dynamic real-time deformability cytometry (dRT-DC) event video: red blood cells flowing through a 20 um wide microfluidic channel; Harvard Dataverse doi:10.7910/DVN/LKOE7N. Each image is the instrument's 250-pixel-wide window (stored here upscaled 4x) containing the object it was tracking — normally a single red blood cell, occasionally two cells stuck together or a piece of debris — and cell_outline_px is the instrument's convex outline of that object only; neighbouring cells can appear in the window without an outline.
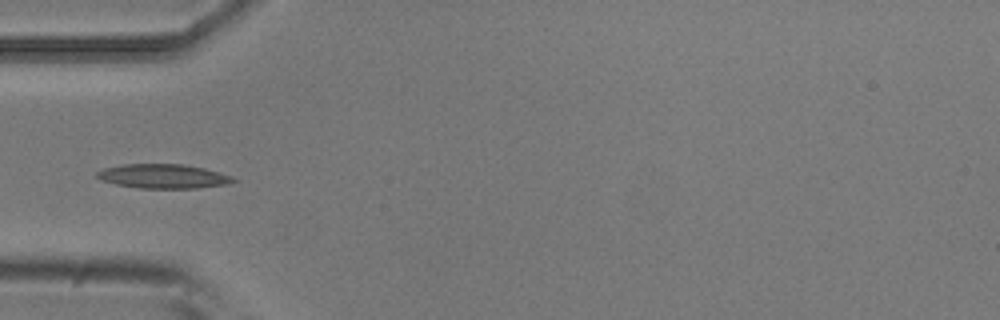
{"species": "common noctule bat (a hibernating species)", "species_latin": "Nyctalus noctula", "temperature_condition": "room temperature", "stored_images_in_passage": 3, "camera_frame_rate_fps": 3000, "um_per_image_px": 0.085, "animal": {"sex": "male", "body_mass_g": 20.5, "forearm_length_mm": 52.5}, "frame": {"image": 1, "passage_image": 1, "time_ms": 0.0, "image_size_px": [1000, 320], "cell_outline_px": [[240, 180], [224, 184], [196, 188], [136, 188], [116, 184], [100, 180], [96, 176], [96, 172], [104, 168], [124, 164], [184, 164], [204, 168], [232, 176]], "centroid_in_image_um": [13.85, 14.98], "position_along_channel_um": 71.1, "area_um2": 19.25}}
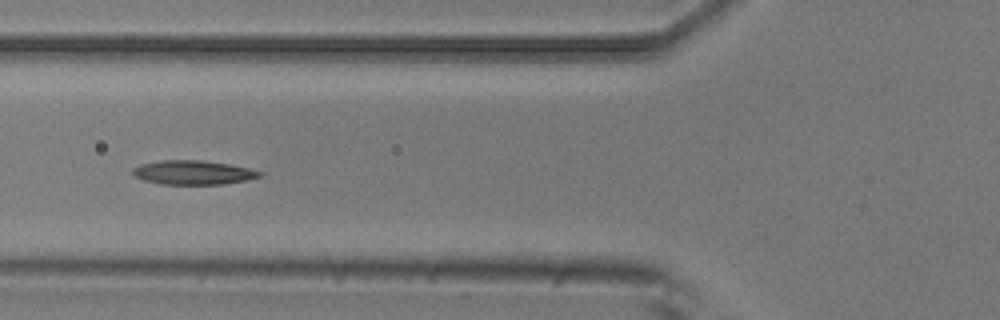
{"frame": {"image": 2, "passage_image": 2, "time_ms": 0.333, "image_size_px": [1000, 320], "cell_outline_px": [[264, 176], [248, 180], [224, 184], [160, 184], [144, 180], [136, 176], [132, 172], [132, 168], [140, 164], [160, 160], [200, 160], [232, 164], [264, 172]], "centroid_in_image_um": [16.47, 14.66], "position_along_channel_um": 109.3, "area_um2": 18.03}}